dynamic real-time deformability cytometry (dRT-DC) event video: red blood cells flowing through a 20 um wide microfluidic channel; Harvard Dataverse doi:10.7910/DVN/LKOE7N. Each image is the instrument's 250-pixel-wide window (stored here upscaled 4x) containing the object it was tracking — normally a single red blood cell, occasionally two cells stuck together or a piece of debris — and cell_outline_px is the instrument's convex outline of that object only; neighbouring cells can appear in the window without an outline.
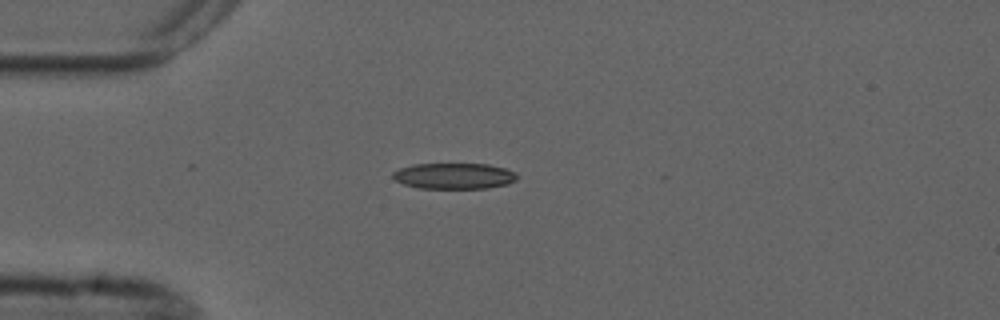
{"species": "common noctule bat (a hibernating species)", "species_latin": "Nyctalus noctula", "temperature_condition": "cold", "stored_images_in_passage": 1, "camera_frame_rate_fps": 3000, "um_per_image_px": 0.085, "animal": {"sex": "male", "forearm_length_mm": 52.5}, "frame": {"image": 1, "passage_image": 1, "time_ms": 0.0, "image_size_px": [1000, 320], "cell_outline_px": [[516, 180], [508, 184], [488, 188], [420, 188], [404, 184], [396, 180], [392, 176], [392, 172], [400, 168], [416, 164], [488, 164], [504, 168], [516, 172]], "centroid_in_image_um": [38.61, 14.96], "position_along_channel_um": 46.4, "area_um2": 18.67}}